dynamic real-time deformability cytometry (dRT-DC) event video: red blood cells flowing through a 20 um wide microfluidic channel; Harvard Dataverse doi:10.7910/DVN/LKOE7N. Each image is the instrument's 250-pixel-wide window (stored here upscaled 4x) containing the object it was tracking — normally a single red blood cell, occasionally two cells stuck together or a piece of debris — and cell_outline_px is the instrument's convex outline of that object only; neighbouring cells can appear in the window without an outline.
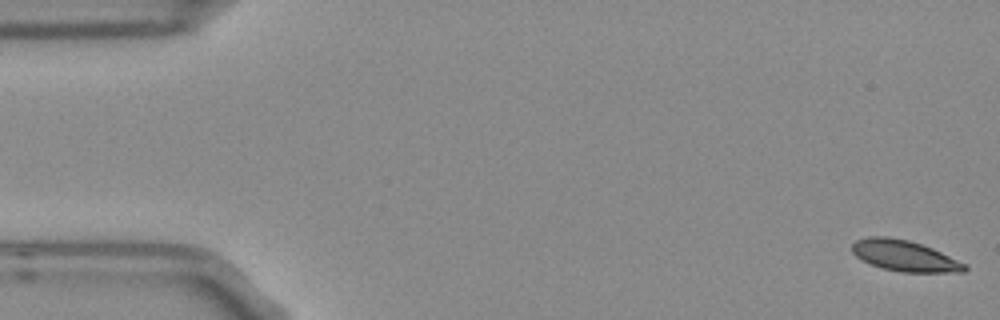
{"species": "Egyptian fruit bat (a non-hibernating species)", "species_latin": "Rousettus aegyptiacus", "temperature_condition": "room temperature", "stored_images_in_passage": 5, "camera_frame_rate_fps": 3000, "um_per_image_px": 0.085, "frame": {"image": 1, "passage_image": 1, "time_ms": 0.0, "image_size_px": [1000, 320], "cell_outline_px": [[968, 268], [964, 272], [904, 272], [884, 268], [872, 264], [856, 256], [852, 252], [852, 244], [856, 240], [868, 236], [888, 236], [908, 240], [932, 248], [968, 264]], "centroid_in_image_um": [76.92, 21.73], "position_along_channel_um": 8.1, "area_um2": 20.17}}
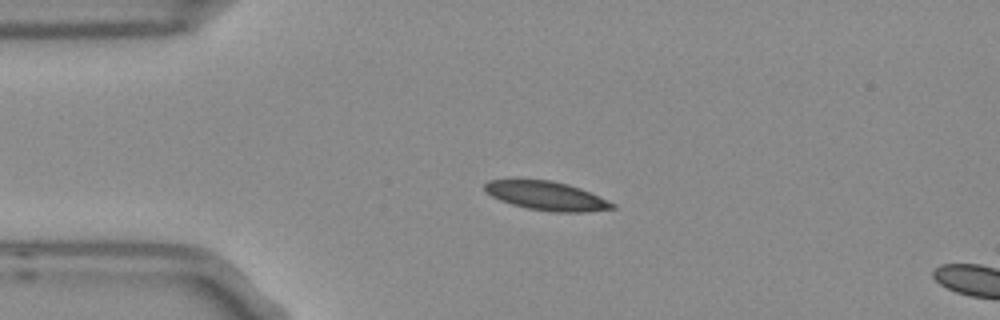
{"frame": {"image": 2, "passage_image": 4, "time_ms": 1.0, "image_size_px": [1000, 320], "cell_outline_px": [[616, 208], [580, 212], [552, 212], [528, 208], [512, 204], [500, 200], [492, 196], [484, 188], [484, 184], [488, 180], [552, 180], [568, 184], [580, 188], [616, 204]], "centroid_in_image_um": [46.46, 16.65], "position_along_channel_um": 38.5, "area_um2": 21.15}}